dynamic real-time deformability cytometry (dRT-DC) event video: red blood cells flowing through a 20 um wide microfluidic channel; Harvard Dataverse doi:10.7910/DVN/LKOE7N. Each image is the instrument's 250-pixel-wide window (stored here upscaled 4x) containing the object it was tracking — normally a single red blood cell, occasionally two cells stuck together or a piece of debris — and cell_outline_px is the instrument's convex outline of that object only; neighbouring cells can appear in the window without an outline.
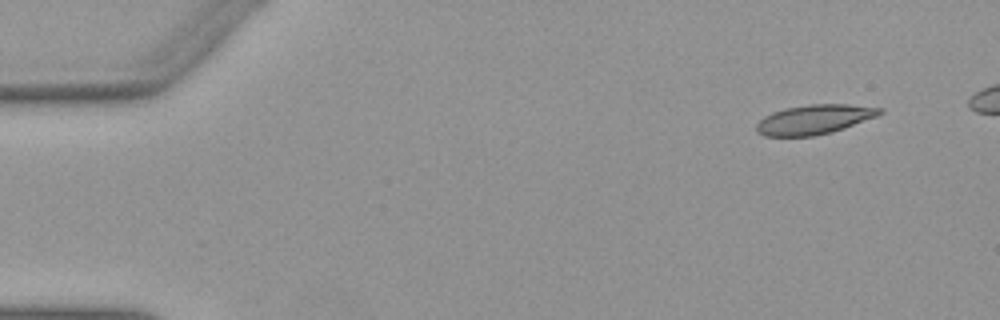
{"species": "Egyptian fruit bat (a non-hibernating species)", "species_latin": "Rousettus aegyptiacus", "temperature_condition": "warm", "stored_images_in_passage": 45, "camera_frame_rate_fps": 3000, "um_per_image_px": 0.085, "animal": {"sex": "female"}, "frame": {"image": 1, "passage_image": 1, "time_ms": 0.0, "image_size_px": [1000, 320], "cell_outline_px": [[884, 112], [876, 116], [844, 128], [832, 132], [812, 136], [764, 136], [756, 132], [756, 124], [764, 116], [772, 112], [784, 108], [808, 104], [848, 104], [884, 108]], "centroid_in_image_um": [69.19, 10.15], "position_along_channel_um": 15.8, "area_um2": 21.27}}
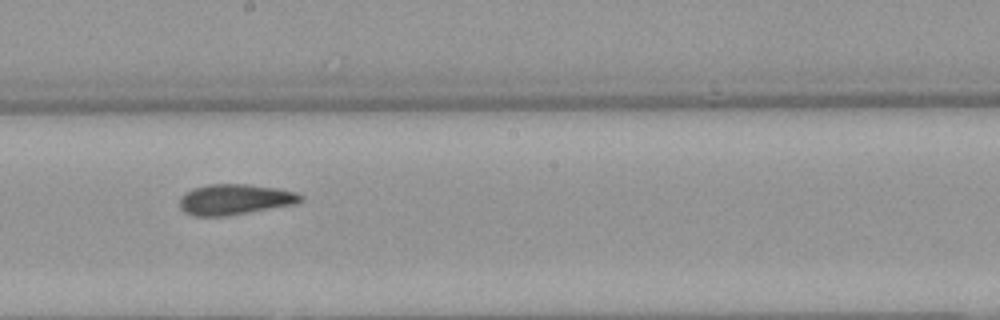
{"frame": {"image": 2, "passage_image": 26, "time_ms": 8.333, "image_size_px": [1000, 320], "cell_outline_px": [[304, 200], [296, 204], [228, 216], [192, 216], [184, 212], [180, 208], [180, 196], [184, 192], [192, 188], [208, 184], [248, 184], [276, 188], [296, 192], [304, 196]], "centroid_in_image_um": [19.95, 16.95], "position_along_channel_um": 228.2, "area_um2": 21.91}}
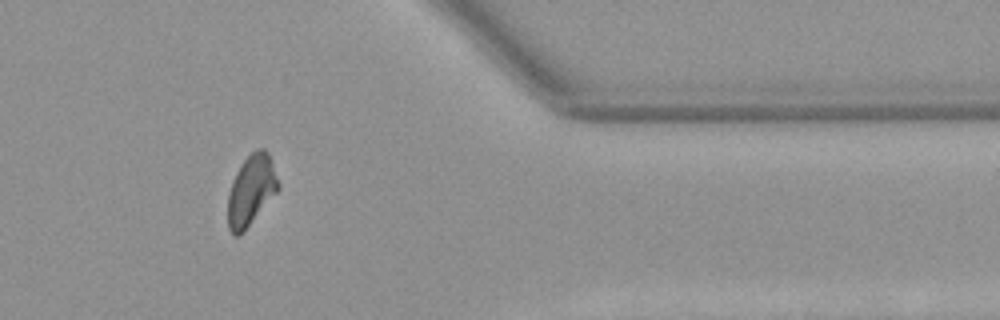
{"frame": {"image": 3, "passage_image": 40, "time_ms": 13.0, "image_size_px": [1000, 320], "cell_outline_px": [[280, 188], [244, 232], [240, 236], [232, 236], [228, 228], [228, 192], [232, 180], [236, 172], [244, 160], [256, 148], [264, 148], [268, 152], [280, 184]], "centroid_in_image_um": [21.34, 16.2], "position_along_channel_um": 390.1, "area_um2": 20.87}, "authors_computed_cell_mechanics": {"area_um2": 21.5016, "velocity_mm_per_s": 3.9051, "shape_relaxation_time_tau1_ms": 10.894, "shape_relaxation_time_tau2_ms": 2.1715, "deformation_change_tau1": 0.2481, "deformation_change_tau2": 0.0752}}